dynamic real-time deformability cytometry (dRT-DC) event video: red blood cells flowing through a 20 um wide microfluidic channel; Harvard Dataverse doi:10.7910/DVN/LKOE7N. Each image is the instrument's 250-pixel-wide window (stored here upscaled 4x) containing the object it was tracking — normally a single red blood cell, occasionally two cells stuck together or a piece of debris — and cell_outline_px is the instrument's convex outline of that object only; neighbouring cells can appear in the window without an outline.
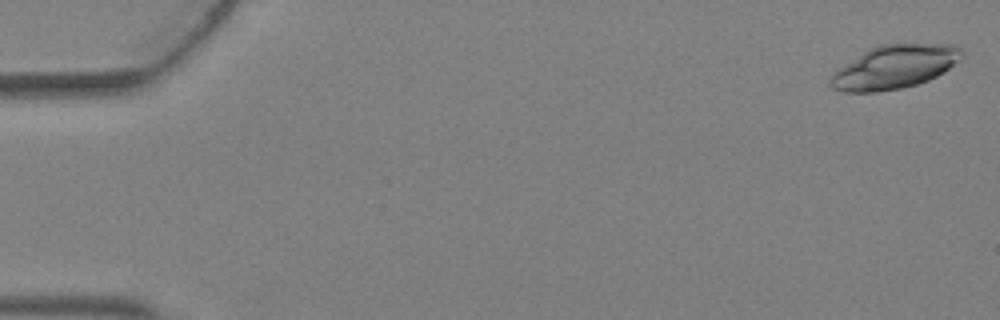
{"species": "Egyptian fruit bat (a non-hibernating species)", "species_latin": "Rousettus aegyptiacus", "temperature_condition": "warm", "stored_images_in_passage": 4, "camera_frame_rate_fps": 3000, "um_per_image_px": 0.085, "animal": {"sex": "female"}, "frame": {"image": 1, "passage_image": 1, "time_ms": 0.0, "image_size_px": [1000, 320], "cell_outline_px": [[964, 56], [960, 60], [944, 72], [928, 80], [916, 84], [900, 88], [876, 92], [844, 92], [832, 88], [828, 84], [828, 80], [840, 68], [868, 48], [884, 44], [952, 44], [960, 48], [964, 52]], "centroid_in_image_um": [76.05, 5.69], "position_along_channel_um": 8.9, "area_um2": 33.12}}
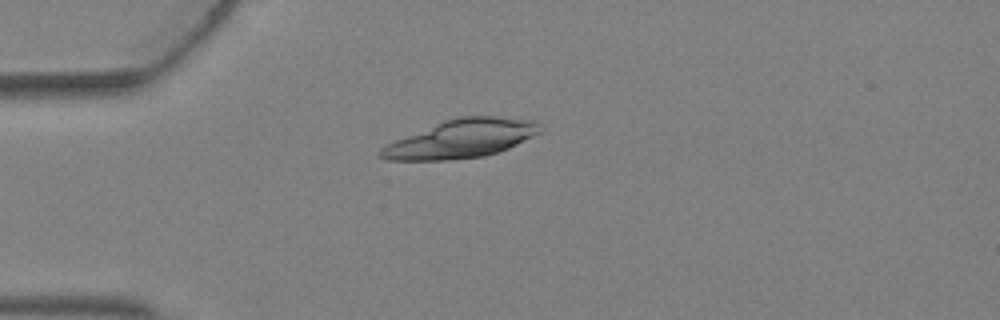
{"frame": {"image": 2, "passage_image": 4, "time_ms": 1.0, "image_size_px": [1000, 320], "cell_outline_px": [[540, 132], [500, 152], [484, 156], [448, 160], [388, 160], [380, 156], [376, 152], [380, 148], [396, 140], [444, 120], [460, 116], [496, 116], [536, 120]], "centroid_in_image_um": [39.19, 11.79], "position_along_channel_um": 45.8, "area_um2": 35.26}}